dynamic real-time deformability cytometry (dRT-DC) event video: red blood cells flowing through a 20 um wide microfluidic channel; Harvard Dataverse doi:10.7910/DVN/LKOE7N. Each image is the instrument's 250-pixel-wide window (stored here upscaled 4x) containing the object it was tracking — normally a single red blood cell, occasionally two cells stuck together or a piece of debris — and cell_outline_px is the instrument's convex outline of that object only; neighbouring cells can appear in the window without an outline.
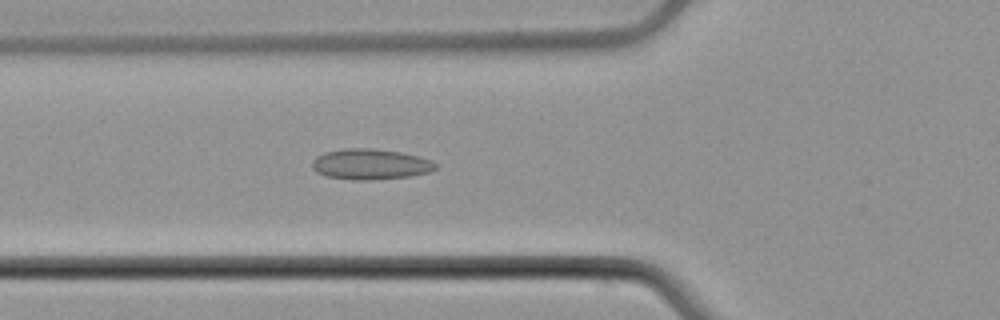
{"species": "common noctule bat (a hibernating species)", "species_latin": "Nyctalus noctula", "temperature_condition": "cold", "stored_images_in_passage": 52, "camera_frame_rate_fps": 3000, "um_per_image_px": 0.085, "animal": {"sex": "male", "body_mass_g": 21.5, "forearm_length_mm": 52.0}, "frame": {"image": 1, "passage_image": 19, "time_ms": 6.0, "image_size_px": [1000, 320], "cell_outline_px": [[436, 168], [428, 172], [408, 176], [368, 180], [352, 180], [328, 176], [316, 172], [312, 168], [312, 160], [316, 156], [324, 152], [344, 148], [372, 148], [400, 152], [432, 160], [436, 164]], "centroid_in_image_um": [31.43, 13.95], "position_along_channel_um": 94.4, "area_um2": 21.91}}
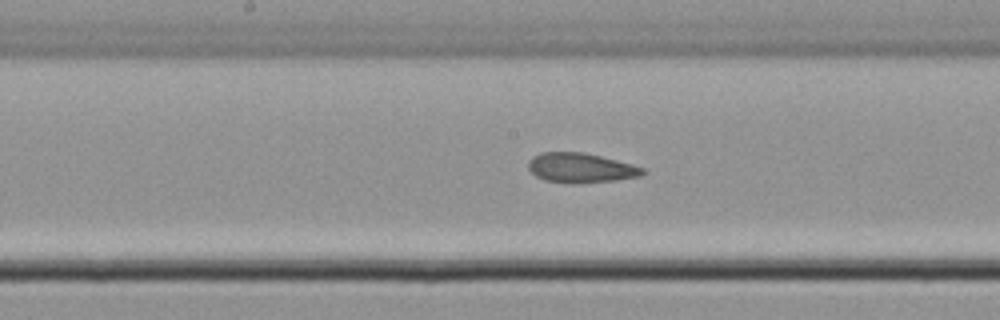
{"frame": {"image": 2, "passage_image": 27, "time_ms": 8.667, "image_size_px": [1000, 320], "cell_outline_px": [[644, 172], [640, 176], [616, 180], [544, 180], [536, 176], [528, 168], [528, 160], [532, 156], [540, 152], [584, 152], [632, 164], [644, 168]], "centroid_in_image_um": [49.33, 14.2], "position_along_channel_um": 198.9, "area_um2": 18.79}}
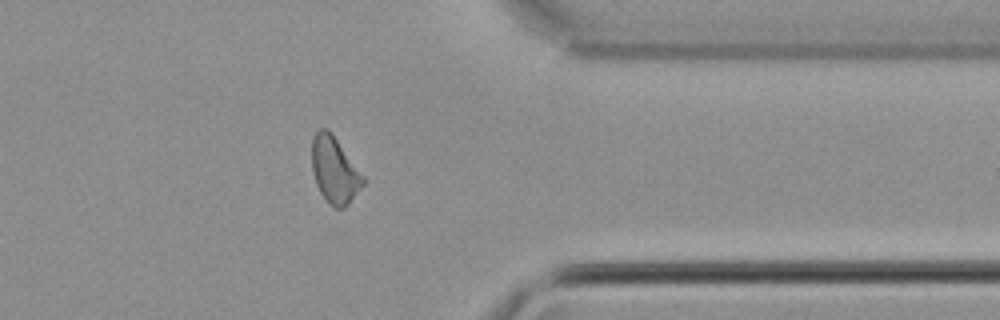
{"frame": {"image": 3, "passage_image": 42, "time_ms": 13.667, "image_size_px": [1000, 320], "cell_outline_px": [[368, 180], [348, 204], [344, 208], [336, 208], [320, 192], [316, 184], [312, 172], [312, 136], [320, 128], [328, 128], [332, 132]], "centroid_in_image_um": [28.46, 14.41], "position_along_channel_um": 382.9, "area_um2": 20.06}, "authors_computed_cell_mechanics": {"area_um2": 20.4323, "velocity_mm_per_s": 3.9109, "shape_relaxation_time_tau1_ms": null, "shape_relaxation_time_tau2_ms": 2.0711, "deformation_change_tau1": null, "deformation_change_tau2": 0.0706}}